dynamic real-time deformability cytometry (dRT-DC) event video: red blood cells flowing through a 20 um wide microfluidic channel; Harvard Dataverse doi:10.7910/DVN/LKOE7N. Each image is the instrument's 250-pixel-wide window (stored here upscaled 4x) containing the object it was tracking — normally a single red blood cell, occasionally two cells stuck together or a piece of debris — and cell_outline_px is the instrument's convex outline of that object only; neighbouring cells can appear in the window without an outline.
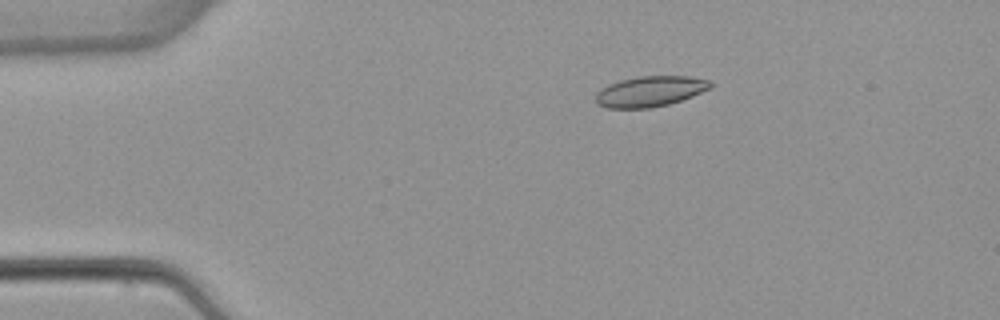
{"species": "common noctule bat (a hibernating species)", "species_latin": "Nyctalus noctula", "temperature_condition": "warm", "stored_images_in_passage": 6, "camera_frame_rate_fps": 3000, "um_per_image_px": 0.085, "animal": {"sex": "female", "body_mass_g": 22.7, "forearm_length_mm": 54.2}, "frame": {"image": 1, "passage_image": 2, "time_ms": 2.333, "image_size_px": [1000, 320], "cell_outline_px": [[716, 84], [712, 88], [692, 96], [668, 104], [652, 108], [604, 108], [596, 104], [596, 92], [600, 88], [608, 84], [620, 80], [640, 76], [688, 76], [708, 80]], "centroid_in_image_um": [55.25, 7.77], "position_along_channel_um": 29.8, "area_um2": 20.63}}
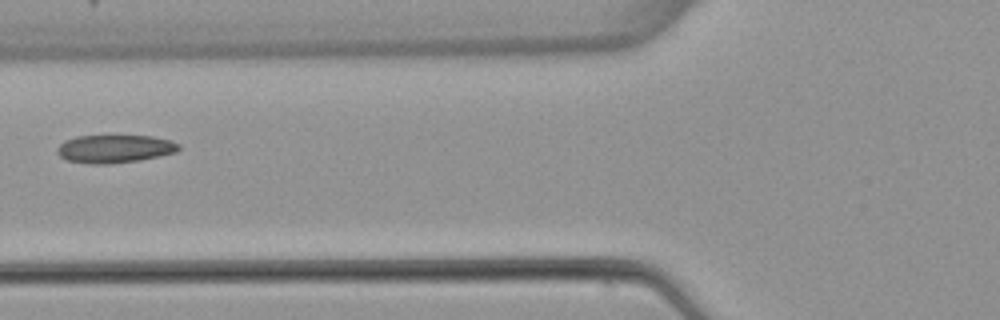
{"frame": {"image": 2, "passage_image": 5, "time_ms": 6.0, "image_size_px": [1000, 320], "cell_outline_px": [[180, 148], [176, 152], [160, 156], [140, 160], [112, 164], [88, 164], [68, 160], [60, 156], [56, 152], [56, 148], [64, 140], [76, 136], [152, 136], [172, 140], [180, 144]], "centroid_in_image_um": [9.75, 12.65], "position_along_channel_um": 116.0, "area_um2": 20.06}}
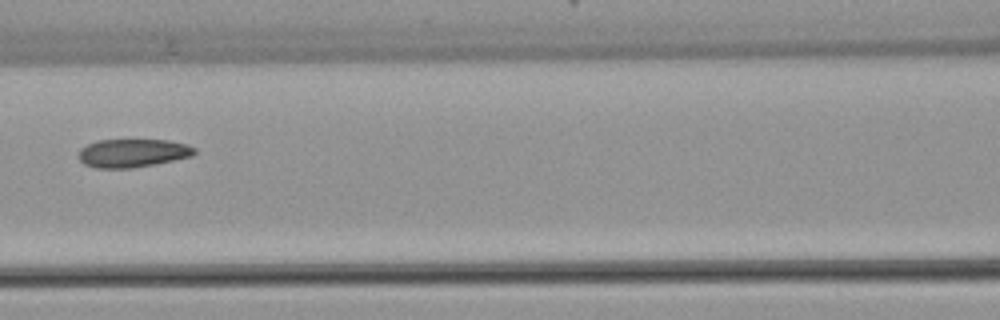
{"frame": {"image": 3, "passage_image": 6, "time_ms": 7.0, "image_size_px": [1000, 320], "cell_outline_px": [[196, 152], [192, 156], [156, 164], [132, 168], [96, 168], [84, 164], [76, 156], [80, 148], [96, 140], [168, 140], [188, 144], [196, 148]], "centroid_in_image_um": [11.26, 13.01], "position_along_channel_um": 155.3, "area_um2": 19.36}}